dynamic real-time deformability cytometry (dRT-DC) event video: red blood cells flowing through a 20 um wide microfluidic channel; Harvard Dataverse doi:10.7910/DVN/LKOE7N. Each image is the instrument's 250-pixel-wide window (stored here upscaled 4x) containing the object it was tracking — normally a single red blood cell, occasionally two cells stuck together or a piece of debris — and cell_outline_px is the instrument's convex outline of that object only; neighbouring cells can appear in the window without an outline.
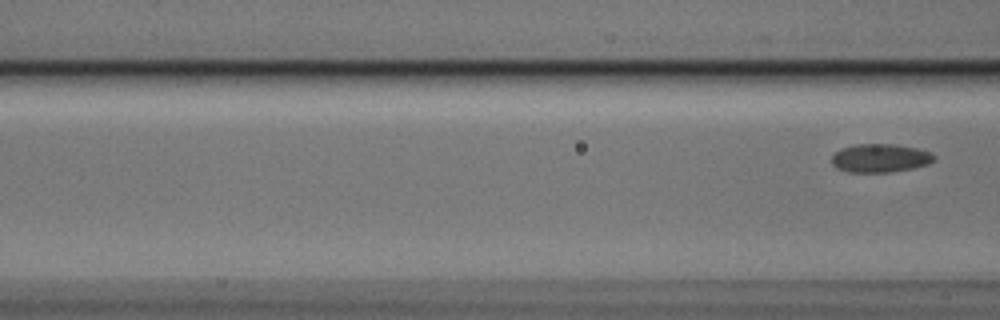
{"species": "Egyptian fruit bat (a non-hibernating species)", "species_latin": "Rousettus aegyptiacus", "temperature_condition": "cold", "stored_images_in_passage": 8, "camera_frame_rate_fps": 3000, "um_per_image_px": 0.085, "animal": {"sex": "male"}, "frame": {"image": 1, "passage_image": 8, "time_ms": 2.333, "image_size_px": [1000, 320], "cell_outline_px": [[936, 160], [928, 164], [912, 168], [892, 172], [848, 172], [836, 168], [832, 164], [832, 156], [840, 148], [856, 144], [892, 144], [916, 148], [932, 152], [936, 156]], "centroid_in_image_um": [74.83, 13.44], "position_along_channel_um": 91.8, "area_um2": 17.11}}